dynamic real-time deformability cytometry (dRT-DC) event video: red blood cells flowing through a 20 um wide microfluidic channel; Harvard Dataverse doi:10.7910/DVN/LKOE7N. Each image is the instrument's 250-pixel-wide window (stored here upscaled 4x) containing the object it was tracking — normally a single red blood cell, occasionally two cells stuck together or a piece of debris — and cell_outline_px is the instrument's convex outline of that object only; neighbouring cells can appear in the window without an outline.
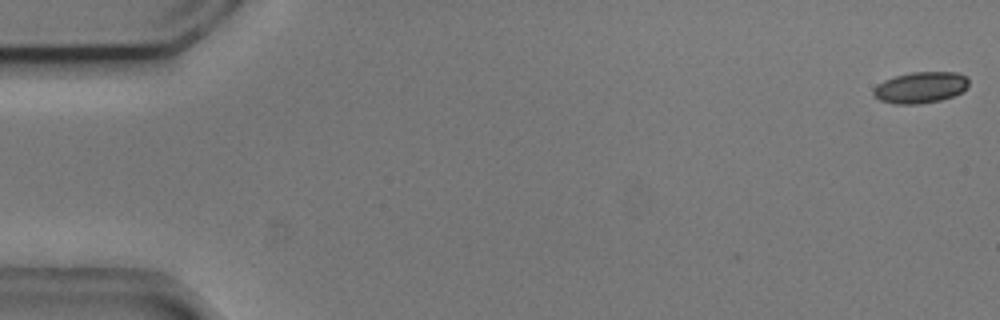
{"species": "common noctule bat (a hibernating species)", "species_latin": "Nyctalus noctula", "temperature_condition": "cold", "stored_images_in_passage": 55, "camera_frame_rate_fps": 3000, "um_per_image_px": 0.085, "animal": {"sex": "male", "body_mass_g": 20.5, "forearm_length_mm": 52.5}, "frame": {"image": 1, "passage_image": 1, "time_ms": 0.0, "image_size_px": [1000, 320], "cell_outline_px": [[968, 84], [964, 92], [940, 100], [920, 104], [896, 104], [880, 100], [872, 96], [872, 88], [884, 80], [908, 72], [960, 72], [968, 76]], "centroid_in_image_um": [78.25, 7.43], "position_along_channel_um": 6.8, "area_um2": 17.63}}
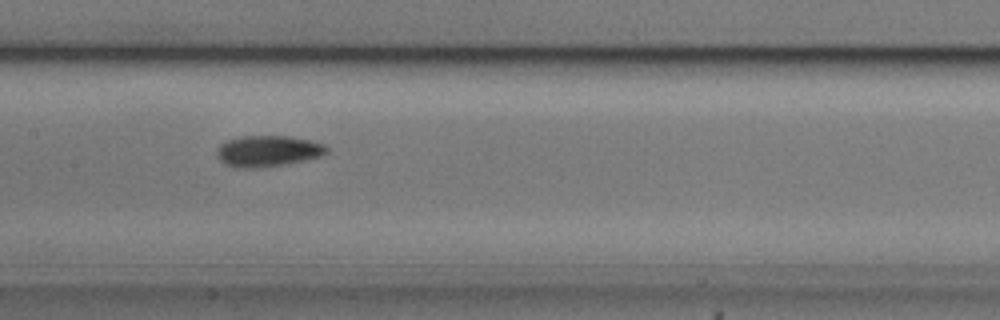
{"frame": {"image": 2, "passage_image": 27, "time_ms": 8.667, "image_size_px": [1000, 320], "cell_outline_px": [[328, 152], [324, 156], [284, 164], [256, 168], [236, 168], [224, 164], [216, 156], [216, 148], [220, 144], [228, 140], [244, 136], [288, 136], [308, 140], [324, 144], [328, 148]], "centroid_in_image_um": [22.75, 12.85], "position_along_channel_um": 184.6, "area_um2": 20.0}}
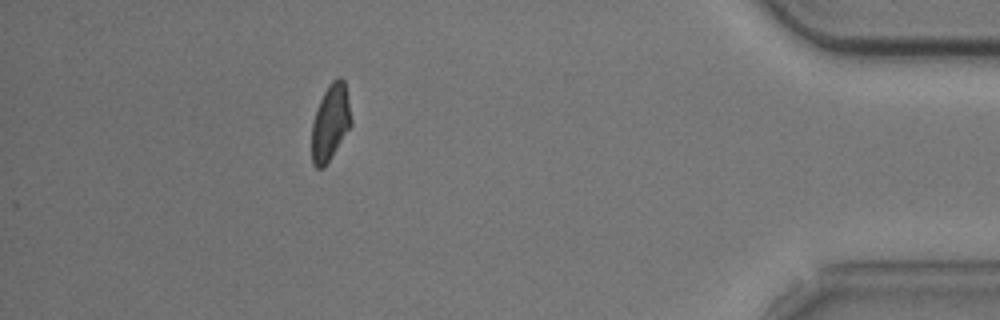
{"frame": {"image": 3, "passage_image": 49, "time_ms": 16.0, "image_size_px": [1000, 320], "cell_outline_px": [[352, 124], [324, 168], [316, 168], [312, 164], [312, 124], [316, 108], [328, 84], [336, 76], [340, 76], [344, 80], [352, 120]], "centroid_in_image_um": [28.07, 10.39], "position_along_channel_um": 407.1, "area_um2": 17.51}, "authors_computed_cell_mechanics": {"area_um2": 18.3226, "velocity_mm_per_s": 3.7189, "shape_relaxation_time_tau1_ms": 1.6794, "shape_relaxation_time_tau2_ms": 3.9092, "deformation_change_tau1": 0.1004, "deformation_change_tau2": 0.1002}}